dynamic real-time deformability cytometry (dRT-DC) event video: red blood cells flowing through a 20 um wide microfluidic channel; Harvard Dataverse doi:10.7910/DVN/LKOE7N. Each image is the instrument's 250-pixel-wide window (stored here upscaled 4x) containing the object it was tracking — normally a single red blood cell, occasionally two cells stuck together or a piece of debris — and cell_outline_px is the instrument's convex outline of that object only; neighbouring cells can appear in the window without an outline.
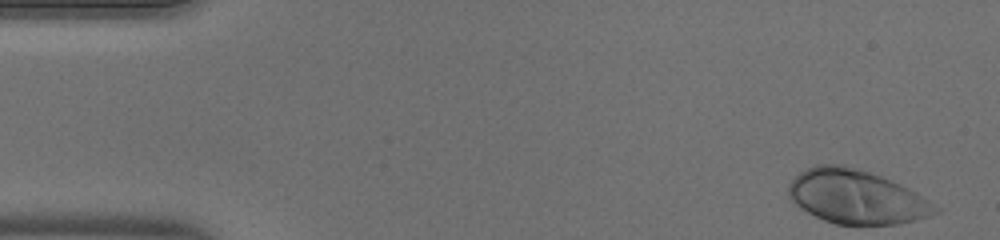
{"species": "human", "species_latin": "Homo sapiens", "temperature_condition": "warm", "stored_images_in_passage": 45, "camera_frame_rate_fps": 3000, "um_per_image_px": 0.085, "donor": {"sex": "male"}, "frame": {"image": 1, "passage_image": 1, "time_ms": 0.0, "image_size_px": [1000, 240], "cell_outline_px": [[940, 212], [916, 220], [896, 224], [836, 224], [824, 220], [800, 208], [788, 196], [788, 184], [800, 172], [816, 164], [844, 164], [880, 176], [900, 184], [916, 192], [940, 208]], "centroid_in_image_um": [72.79, 16.73], "position_along_channel_um": 12.2, "area_um2": 45.84}}
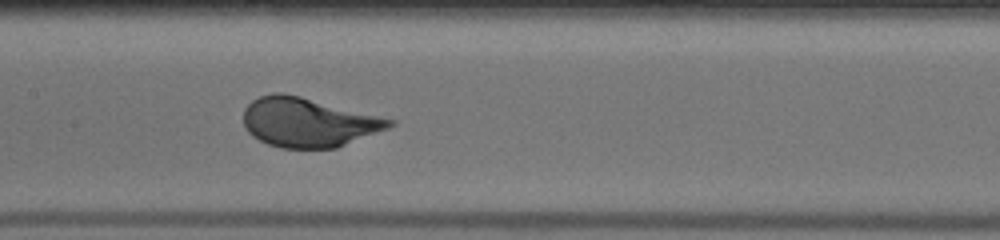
{"frame": {"image": 2, "passage_image": 21, "time_ms": 6.667, "image_size_px": [1000, 240], "cell_outline_px": [[396, 124], [388, 128], [336, 148], [280, 148], [268, 144], [252, 136], [248, 132], [244, 124], [244, 108], [252, 100], [260, 96], [272, 92], [284, 92], [396, 120]], "centroid_in_image_um": [26.18, 10.39], "position_along_channel_um": 181.2, "area_um2": 41.85}}
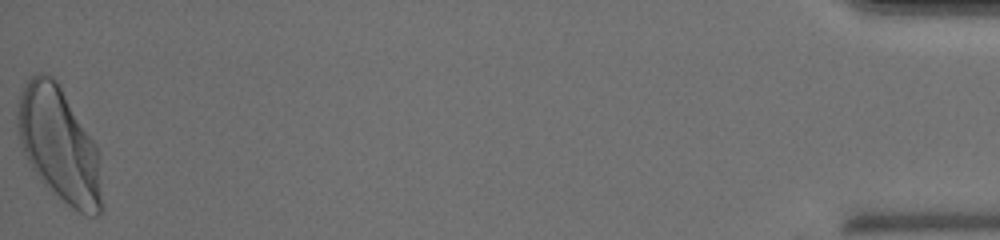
{"frame": {"image": 3, "passage_image": 45, "time_ms": 14.667, "image_size_px": [1000, 240], "cell_outline_px": [[104, 208], [96, 216], [92, 216], [80, 212], [72, 208], [48, 188], [40, 180], [32, 168], [20, 144], [16, 124], [16, 112], [20, 88], [32, 76], [40, 72], [52, 76], [60, 84], [96, 144], [100, 152], [104, 204]], "centroid_in_image_um": [5.06, 12.3], "position_along_channel_um": 430.1, "area_um2": 57.22}}